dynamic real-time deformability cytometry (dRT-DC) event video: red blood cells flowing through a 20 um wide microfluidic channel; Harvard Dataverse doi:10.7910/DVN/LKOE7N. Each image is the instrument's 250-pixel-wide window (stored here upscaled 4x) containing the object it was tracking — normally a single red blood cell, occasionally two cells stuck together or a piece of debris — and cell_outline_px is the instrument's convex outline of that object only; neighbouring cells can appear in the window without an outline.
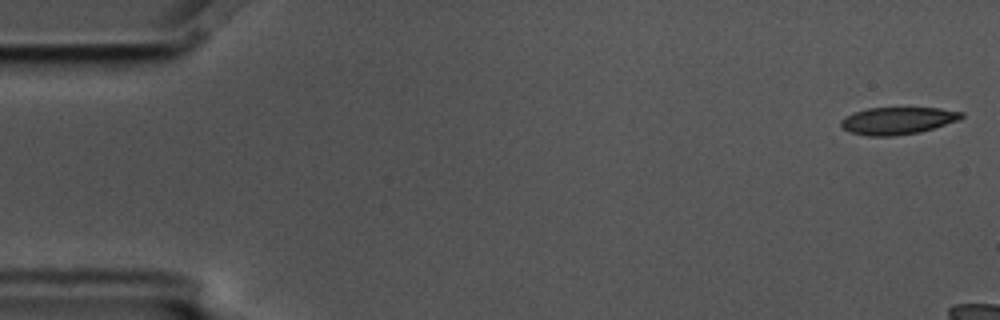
{"species": "common noctule bat (a hibernating species)", "species_latin": "Nyctalus noctula", "temperature_condition": "cold", "stored_images_in_passage": 3, "camera_frame_rate_fps": 3000, "um_per_image_px": 0.085, "animal": {"sex": "male", "body_mass_g": 17.5, "forearm_length_mm": 52.3}, "frame": {"image": 1, "passage_image": 1, "time_ms": 0.0, "image_size_px": [1000, 320], "cell_outline_px": [[964, 116], [960, 120], [920, 132], [892, 136], [868, 136], [848, 132], [840, 124], [840, 120], [844, 116], [868, 108], [940, 108], [964, 112]], "centroid_in_image_um": [76.31, 10.26], "position_along_channel_um": 8.7, "area_um2": 19.19}}